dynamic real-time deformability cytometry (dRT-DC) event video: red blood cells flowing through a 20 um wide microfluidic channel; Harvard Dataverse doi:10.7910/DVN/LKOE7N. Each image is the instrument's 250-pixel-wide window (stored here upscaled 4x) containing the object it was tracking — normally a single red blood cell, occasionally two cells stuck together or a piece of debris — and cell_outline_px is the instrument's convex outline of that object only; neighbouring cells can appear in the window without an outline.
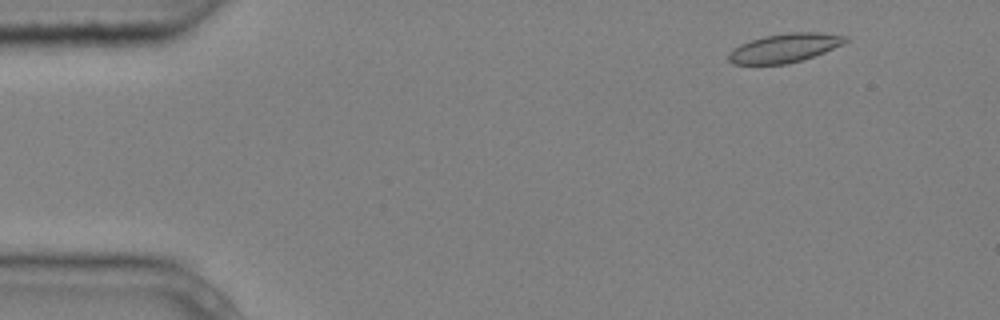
{"species": "common noctule bat (a hibernating species)", "species_latin": "Nyctalus noctula", "temperature_condition": "cold", "stored_images_in_passage": 6, "camera_frame_rate_fps": 3000, "um_per_image_px": 0.085, "animal": {"sex": "male", "body_mass_g": 20.4}, "frame": {"image": 1, "passage_image": 2, "time_ms": 0.333, "image_size_px": [1000, 320], "cell_outline_px": [[852, 40], [844, 44], [824, 52], [788, 64], [732, 64], [728, 60], [728, 52], [740, 44], [764, 36], [788, 32], [820, 32], [848, 36]], "centroid_in_image_um": [66.73, 4.06], "position_along_channel_um": 18.3, "area_um2": 19.77}}
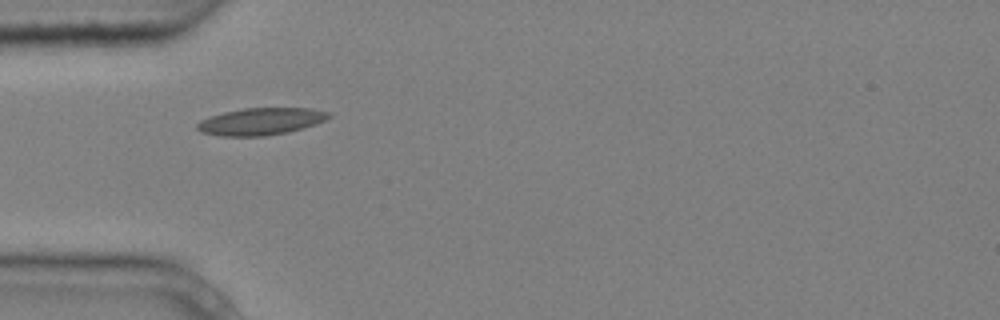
{"frame": {"image": 2, "passage_image": 5, "time_ms": 1.333, "image_size_px": [1000, 320], "cell_outline_px": [[332, 116], [316, 124], [304, 128], [288, 132], [264, 136], [220, 136], [200, 132], [196, 128], [196, 124], [200, 120], [224, 112], [244, 108], [312, 108], [332, 112]], "centroid_in_image_um": [22.2, 10.32], "position_along_channel_um": 62.8, "area_um2": 20.92}}
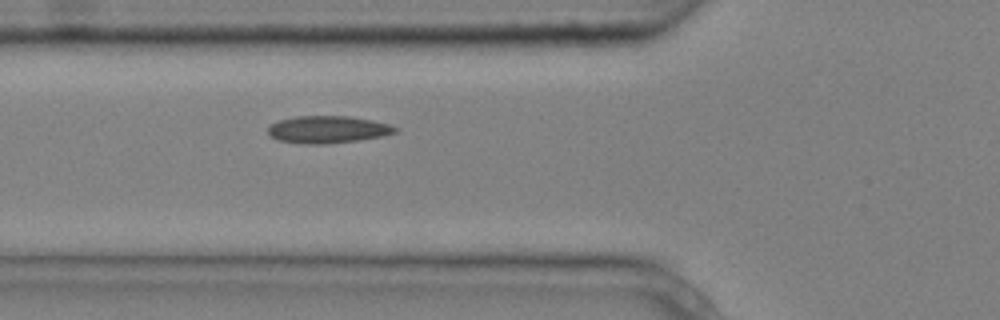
{"frame": {"image": 3, "passage_image": 6, "time_ms": 1.667, "image_size_px": [1000, 320], "cell_outline_px": [[400, 128], [396, 132], [384, 136], [328, 144], [300, 144], [276, 140], [268, 132], [268, 128], [272, 124], [280, 120], [296, 116], [348, 116], [372, 120], [388, 124]], "centroid_in_image_um": [27.87, 11.01], "position_along_channel_um": 97.9, "area_um2": 20.23}}